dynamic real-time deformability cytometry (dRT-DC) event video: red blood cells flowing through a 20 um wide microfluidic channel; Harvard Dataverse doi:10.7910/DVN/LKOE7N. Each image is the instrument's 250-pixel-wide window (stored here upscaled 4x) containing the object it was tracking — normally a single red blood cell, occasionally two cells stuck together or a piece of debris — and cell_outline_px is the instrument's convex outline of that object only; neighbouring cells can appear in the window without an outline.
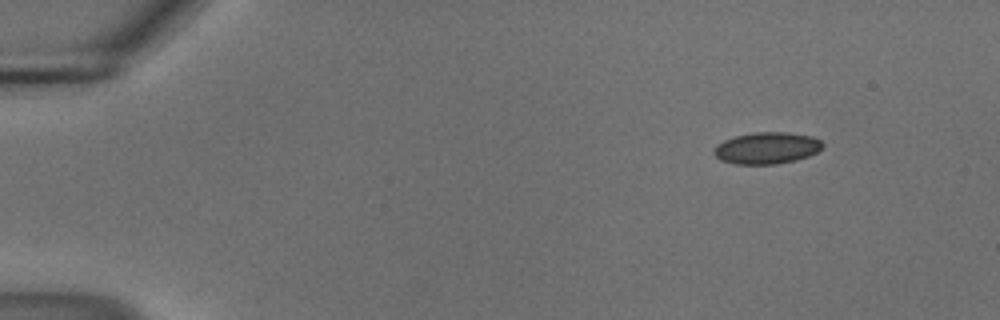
{"species": "common noctule bat (a hibernating species)", "species_latin": "Nyctalus noctula", "temperature_condition": "cold", "stored_images_in_passage": 49, "camera_frame_rate_fps": 3000, "um_per_image_px": 0.085, "animal": {"sex": "male", "body_mass_g": 18.8}, "frame": {"image": 1, "passage_image": 1, "time_ms": 0.0, "image_size_px": [1000, 320], "cell_outline_px": [[824, 144], [816, 152], [808, 156], [796, 160], [776, 164], [736, 164], [720, 160], [712, 152], [712, 148], [716, 144], [724, 140], [736, 136], [756, 132], [788, 132], [812, 136], [820, 140]], "centroid_in_image_um": [65.15, 12.58], "position_along_channel_um": 19.9, "area_um2": 20.11}}
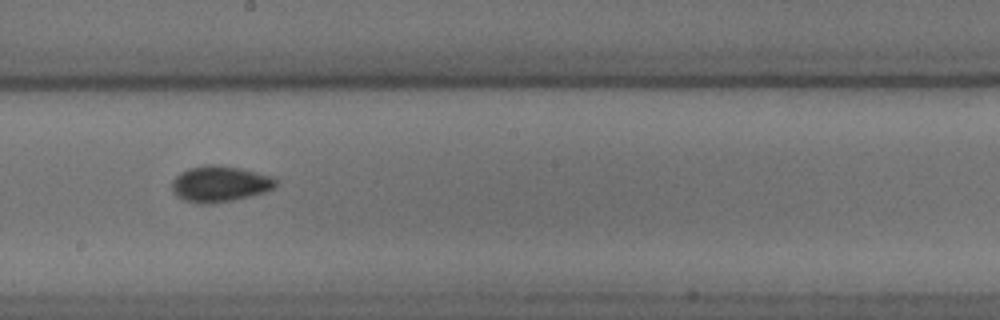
{"frame": {"image": 2, "passage_image": 26, "time_ms": 8.333, "image_size_px": [1000, 320], "cell_outline_px": [[276, 184], [272, 188], [264, 192], [232, 200], [212, 204], [196, 204], [184, 200], [176, 196], [172, 192], [172, 180], [180, 172], [188, 168], [204, 164], [216, 164], [240, 168], [276, 176]], "centroid_in_image_um": [18.65, 15.62], "position_along_channel_um": 229.5, "area_um2": 22.08}}
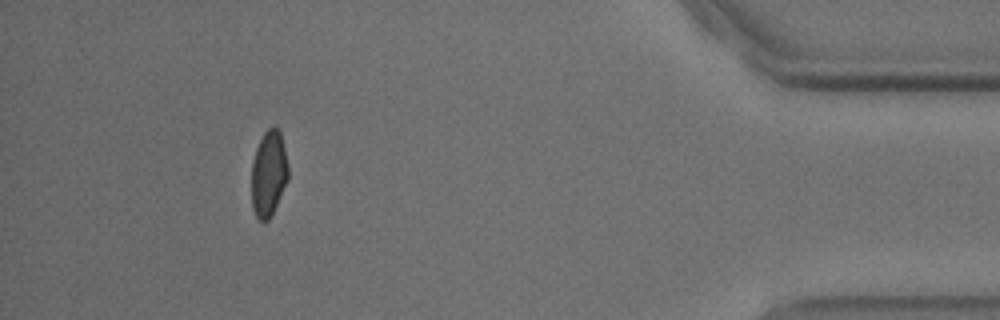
{"frame": {"image": 3, "passage_image": 45, "time_ms": 14.667, "image_size_px": [1000, 320], "cell_outline_px": [[288, 180], [268, 220], [264, 224], [256, 216], [252, 208], [252, 160], [256, 148], [264, 132], [272, 124], [276, 124], [280, 128], [288, 164]], "centroid_in_image_um": [22.84, 14.69], "position_along_channel_um": 412.4, "area_um2": 18.55}, "authors_computed_cell_mechanics": {"area_um2": 19.8254, "velocity_mm_per_s": 3.7128, "shape_relaxation_time_tau1_ms": 4.2, "shape_relaxation_time_tau2_ms": 4.4993, "deformation_change_tau1": 0.096, "deformation_change_tau2": 0.0802}}